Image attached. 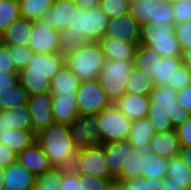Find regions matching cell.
<instances>
[{
	"label": "cell",
	"mask_w": 191,
	"mask_h": 190,
	"mask_svg": "<svg viewBox=\"0 0 191 190\" xmlns=\"http://www.w3.org/2000/svg\"><path fill=\"white\" fill-rule=\"evenodd\" d=\"M109 17L98 5L93 9L78 8L66 30L60 31L58 54L64 58L87 42H98L105 36Z\"/></svg>",
	"instance_id": "1"
},
{
	"label": "cell",
	"mask_w": 191,
	"mask_h": 190,
	"mask_svg": "<svg viewBox=\"0 0 191 190\" xmlns=\"http://www.w3.org/2000/svg\"><path fill=\"white\" fill-rule=\"evenodd\" d=\"M177 91L169 85L155 86L150 93V108L148 118L155 126L156 132L176 129L185 124L191 113L181 109L176 100Z\"/></svg>",
	"instance_id": "2"
},
{
	"label": "cell",
	"mask_w": 191,
	"mask_h": 190,
	"mask_svg": "<svg viewBox=\"0 0 191 190\" xmlns=\"http://www.w3.org/2000/svg\"><path fill=\"white\" fill-rule=\"evenodd\" d=\"M65 63L58 53H34L26 67L18 72V79L29 96L51 92V80Z\"/></svg>",
	"instance_id": "3"
},
{
	"label": "cell",
	"mask_w": 191,
	"mask_h": 190,
	"mask_svg": "<svg viewBox=\"0 0 191 190\" xmlns=\"http://www.w3.org/2000/svg\"><path fill=\"white\" fill-rule=\"evenodd\" d=\"M35 141L42 147L51 165L71 169L77 156L68 125L52 123L35 134Z\"/></svg>",
	"instance_id": "4"
},
{
	"label": "cell",
	"mask_w": 191,
	"mask_h": 190,
	"mask_svg": "<svg viewBox=\"0 0 191 190\" xmlns=\"http://www.w3.org/2000/svg\"><path fill=\"white\" fill-rule=\"evenodd\" d=\"M105 61L106 57L97 42H87L65 57V63L81 81L98 79Z\"/></svg>",
	"instance_id": "5"
},
{
	"label": "cell",
	"mask_w": 191,
	"mask_h": 190,
	"mask_svg": "<svg viewBox=\"0 0 191 190\" xmlns=\"http://www.w3.org/2000/svg\"><path fill=\"white\" fill-rule=\"evenodd\" d=\"M141 44L150 46L161 57H181L182 49L175 36L174 26L166 23L141 25Z\"/></svg>",
	"instance_id": "6"
},
{
	"label": "cell",
	"mask_w": 191,
	"mask_h": 190,
	"mask_svg": "<svg viewBox=\"0 0 191 190\" xmlns=\"http://www.w3.org/2000/svg\"><path fill=\"white\" fill-rule=\"evenodd\" d=\"M133 60L106 59L105 61L98 80L113 104L126 94L130 71L134 67Z\"/></svg>",
	"instance_id": "7"
},
{
	"label": "cell",
	"mask_w": 191,
	"mask_h": 190,
	"mask_svg": "<svg viewBox=\"0 0 191 190\" xmlns=\"http://www.w3.org/2000/svg\"><path fill=\"white\" fill-rule=\"evenodd\" d=\"M71 169L81 175H92L109 181L116 179L106 161L104 144L78 150Z\"/></svg>",
	"instance_id": "8"
},
{
	"label": "cell",
	"mask_w": 191,
	"mask_h": 190,
	"mask_svg": "<svg viewBox=\"0 0 191 190\" xmlns=\"http://www.w3.org/2000/svg\"><path fill=\"white\" fill-rule=\"evenodd\" d=\"M130 13L140 25L159 22L175 25L171 0H138L131 5Z\"/></svg>",
	"instance_id": "9"
},
{
	"label": "cell",
	"mask_w": 191,
	"mask_h": 190,
	"mask_svg": "<svg viewBox=\"0 0 191 190\" xmlns=\"http://www.w3.org/2000/svg\"><path fill=\"white\" fill-rule=\"evenodd\" d=\"M98 128L102 132V144L127 140L131 126L129 120L114 104L97 115Z\"/></svg>",
	"instance_id": "10"
},
{
	"label": "cell",
	"mask_w": 191,
	"mask_h": 190,
	"mask_svg": "<svg viewBox=\"0 0 191 190\" xmlns=\"http://www.w3.org/2000/svg\"><path fill=\"white\" fill-rule=\"evenodd\" d=\"M76 102L81 116L97 115L113 103L101 88L98 79L81 81L76 91Z\"/></svg>",
	"instance_id": "11"
},
{
	"label": "cell",
	"mask_w": 191,
	"mask_h": 190,
	"mask_svg": "<svg viewBox=\"0 0 191 190\" xmlns=\"http://www.w3.org/2000/svg\"><path fill=\"white\" fill-rule=\"evenodd\" d=\"M73 145L77 150L102 144V132L96 115L77 116L68 124Z\"/></svg>",
	"instance_id": "12"
},
{
	"label": "cell",
	"mask_w": 191,
	"mask_h": 190,
	"mask_svg": "<svg viewBox=\"0 0 191 190\" xmlns=\"http://www.w3.org/2000/svg\"><path fill=\"white\" fill-rule=\"evenodd\" d=\"M105 36L123 40L128 44H141V25L129 12L109 19Z\"/></svg>",
	"instance_id": "13"
},
{
	"label": "cell",
	"mask_w": 191,
	"mask_h": 190,
	"mask_svg": "<svg viewBox=\"0 0 191 190\" xmlns=\"http://www.w3.org/2000/svg\"><path fill=\"white\" fill-rule=\"evenodd\" d=\"M59 41V30L43 24L40 20H33L29 47L34 53H58Z\"/></svg>",
	"instance_id": "14"
},
{
	"label": "cell",
	"mask_w": 191,
	"mask_h": 190,
	"mask_svg": "<svg viewBox=\"0 0 191 190\" xmlns=\"http://www.w3.org/2000/svg\"><path fill=\"white\" fill-rule=\"evenodd\" d=\"M53 96L51 93L36 94L28 97L32 131L40 130L54 123L52 112Z\"/></svg>",
	"instance_id": "15"
},
{
	"label": "cell",
	"mask_w": 191,
	"mask_h": 190,
	"mask_svg": "<svg viewBox=\"0 0 191 190\" xmlns=\"http://www.w3.org/2000/svg\"><path fill=\"white\" fill-rule=\"evenodd\" d=\"M2 188L6 190H32L37 176L18 160L4 168Z\"/></svg>",
	"instance_id": "16"
},
{
	"label": "cell",
	"mask_w": 191,
	"mask_h": 190,
	"mask_svg": "<svg viewBox=\"0 0 191 190\" xmlns=\"http://www.w3.org/2000/svg\"><path fill=\"white\" fill-rule=\"evenodd\" d=\"M77 7L73 0H54L51 8L40 21L59 31L66 30L74 18Z\"/></svg>",
	"instance_id": "17"
},
{
	"label": "cell",
	"mask_w": 191,
	"mask_h": 190,
	"mask_svg": "<svg viewBox=\"0 0 191 190\" xmlns=\"http://www.w3.org/2000/svg\"><path fill=\"white\" fill-rule=\"evenodd\" d=\"M181 145L176 129L156 132L149 142L148 151L167 160L179 157Z\"/></svg>",
	"instance_id": "18"
},
{
	"label": "cell",
	"mask_w": 191,
	"mask_h": 190,
	"mask_svg": "<svg viewBox=\"0 0 191 190\" xmlns=\"http://www.w3.org/2000/svg\"><path fill=\"white\" fill-rule=\"evenodd\" d=\"M151 100L148 95L124 94L114 105L129 120L148 117Z\"/></svg>",
	"instance_id": "19"
},
{
	"label": "cell",
	"mask_w": 191,
	"mask_h": 190,
	"mask_svg": "<svg viewBox=\"0 0 191 190\" xmlns=\"http://www.w3.org/2000/svg\"><path fill=\"white\" fill-rule=\"evenodd\" d=\"M17 160L36 176L53 168L49 158L36 141L19 152Z\"/></svg>",
	"instance_id": "20"
},
{
	"label": "cell",
	"mask_w": 191,
	"mask_h": 190,
	"mask_svg": "<svg viewBox=\"0 0 191 190\" xmlns=\"http://www.w3.org/2000/svg\"><path fill=\"white\" fill-rule=\"evenodd\" d=\"M135 149L128 140L104 144L106 161L111 173L117 177Z\"/></svg>",
	"instance_id": "21"
},
{
	"label": "cell",
	"mask_w": 191,
	"mask_h": 190,
	"mask_svg": "<svg viewBox=\"0 0 191 190\" xmlns=\"http://www.w3.org/2000/svg\"><path fill=\"white\" fill-rule=\"evenodd\" d=\"M167 190H188L191 185V169L180 158L168 161L167 177L164 179Z\"/></svg>",
	"instance_id": "22"
},
{
	"label": "cell",
	"mask_w": 191,
	"mask_h": 190,
	"mask_svg": "<svg viewBox=\"0 0 191 190\" xmlns=\"http://www.w3.org/2000/svg\"><path fill=\"white\" fill-rule=\"evenodd\" d=\"M32 26L33 20L20 16L1 34L3 44L29 46Z\"/></svg>",
	"instance_id": "23"
},
{
	"label": "cell",
	"mask_w": 191,
	"mask_h": 190,
	"mask_svg": "<svg viewBox=\"0 0 191 190\" xmlns=\"http://www.w3.org/2000/svg\"><path fill=\"white\" fill-rule=\"evenodd\" d=\"M80 83L78 76L64 63L51 80L50 93L52 96H77Z\"/></svg>",
	"instance_id": "24"
},
{
	"label": "cell",
	"mask_w": 191,
	"mask_h": 190,
	"mask_svg": "<svg viewBox=\"0 0 191 190\" xmlns=\"http://www.w3.org/2000/svg\"><path fill=\"white\" fill-rule=\"evenodd\" d=\"M155 134V126L145 117L131 122L127 140L134 149L148 151L149 142Z\"/></svg>",
	"instance_id": "25"
},
{
	"label": "cell",
	"mask_w": 191,
	"mask_h": 190,
	"mask_svg": "<svg viewBox=\"0 0 191 190\" xmlns=\"http://www.w3.org/2000/svg\"><path fill=\"white\" fill-rule=\"evenodd\" d=\"M5 129L32 130L28 105L0 111V131Z\"/></svg>",
	"instance_id": "26"
},
{
	"label": "cell",
	"mask_w": 191,
	"mask_h": 190,
	"mask_svg": "<svg viewBox=\"0 0 191 190\" xmlns=\"http://www.w3.org/2000/svg\"><path fill=\"white\" fill-rule=\"evenodd\" d=\"M106 59H134L136 48L139 44H128L123 40L113 38L110 36H104L97 42Z\"/></svg>",
	"instance_id": "27"
},
{
	"label": "cell",
	"mask_w": 191,
	"mask_h": 190,
	"mask_svg": "<svg viewBox=\"0 0 191 190\" xmlns=\"http://www.w3.org/2000/svg\"><path fill=\"white\" fill-rule=\"evenodd\" d=\"M76 98L77 96H53L52 112L55 123L68 125L80 116Z\"/></svg>",
	"instance_id": "28"
},
{
	"label": "cell",
	"mask_w": 191,
	"mask_h": 190,
	"mask_svg": "<svg viewBox=\"0 0 191 190\" xmlns=\"http://www.w3.org/2000/svg\"><path fill=\"white\" fill-rule=\"evenodd\" d=\"M35 141L32 130L5 129L0 131V143L6 145L17 154Z\"/></svg>",
	"instance_id": "29"
},
{
	"label": "cell",
	"mask_w": 191,
	"mask_h": 190,
	"mask_svg": "<svg viewBox=\"0 0 191 190\" xmlns=\"http://www.w3.org/2000/svg\"><path fill=\"white\" fill-rule=\"evenodd\" d=\"M168 161L157 154L145 151L142 159L141 178L165 179L167 177Z\"/></svg>",
	"instance_id": "30"
},
{
	"label": "cell",
	"mask_w": 191,
	"mask_h": 190,
	"mask_svg": "<svg viewBox=\"0 0 191 190\" xmlns=\"http://www.w3.org/2000/svg\"><path fill=\"white\" fill-rule=\"evenodd\" d=\"M158 59H162V57L150 46L139 44L135 51L133 65L135 68L142 70L152 80H154L155 68Z\"/></svg>",
	"instance_id": "31"
},
{
	"label": "cell",
	"mask_w": 191,
	"mask_h": 190,
	"mask_svg": "<svg viewBox=\"0 0 191 190\" xmlns=\"http://www.w3.org/2000/svg\"><path fill=\"white\" fill-rule=\"evenodd\" d=\"M28 97L26 89L18 79L13 85H10V88L0 91V111L27 105Z\"/></svg>",
	"instance_id": "32"
},
{
	"label": "cell",
	"mask_w": 191,
	"mask_h": 190,
	"mask_svg": "<svg viewBox=\"0 0 191 190\" xmlns=\"http://www.w3.org/2000/svg\"><path fill=\"white\" fill-rule=\"evenodd\" d=\"M154 88V81L145 72L135 67L131 69L126 93L150 96Z\"/></svg>",
	"instance_id": "33"
},
{
	"label": "cell",
	"mask_w": 191,
	"mask_h": 190,
	"mask_svg": "<svg viewBox=\"0 0 191 190\" xmlns=\"http://www.w3.org/2000/svg\"><path fill=\"white\" fill-rule=\"evenodd\" d=\"M181 64V57H162V59H158L153 80L154 85H167L168 80L172 79L176 69Z\"/></svg>",
	"instance_id": "34"
},
{
	"label": "cell",
	"mask_w": 191,
	"mask_h": 190,
	"mask_svg": "<svg viewBox=\"0 0 191 190\" xmlns=\"http://www.w3.org/2000/svg\"><path fill=\"white\" fill-rule=\"evenodd\" d=\"M20 15L31 20H40L49 11L54 0H18Z\"/></svg>",
	"instance_id": "35"
},
{
	"label": "cell",
	"mask_w": 191,
	"mask_h": 190,
	"mask_svg": "<svg viewBox=\"0 0 191 190\" xmlns=\"http://www.w3.org/2000/svg\"><path fill=\"white\" fill-rule=\"evenodd\" d=\"M144 150L135 149L129 157L128 161L124 164L121 173L116 179L125 181L127 179L141 178L142 159Z\"/></svg>",
	"instance_id": "36"
},
{
	"label": "cell",
	"mask_w": 191,
	"mask_h": 190,
	"mask_svg": "<svg viewBox=\"0 0 191 190\" xmlns=\"http://www.w3.org/2000/svg\"><path fill=\"white\" fill-rule=\"evenodd\" d=\"M20 16L18 0H0V35Z\"/></svg>",
	"instance_id": "37"
},
{
	"label": "cell",
	"mask_w": 191,
	"mask_h": 190,
	"mask_svg": "<svg viewBox=\"0 0 191 190\" xmlns=\"http://www.w3.org/2000/svg\"><path fill=\"white\" fill-rule=\"evenodd\" d=\"M123 182L125 190H167L163 178L158 179H127Z\"/></svg>",
	"instance_id": "38"
},
{
	"label": "cell",
	"mask_w": 191,
	"mask_h": 190,
	"mask_svg": "<svg viewBox=\"0 0 191 190\" xmlns=\"http://www.w3.org/2000/svg\"><path fill=\"white\" fill-rule=\"evenodd\" d=\"M131 5L127 0H99V6L107 13L109 19L129 13Z\"/></svg>",
	"instance_id": "39"
},
{
	"label": "cell",
	"mask_w": 191,
	"mask_h": 190,
	"mask_svg": "<svg viewBox=\"0 0 191 190\" xmlns=\"http://www.w3.org/2000/svg\"><path fill=\"white\" fill-rule=\"evenodd\" d=\"M62 182V168L53 167L51 170L37 175L36 185L41 189L58 190Z\"/></svg>",
	"instance_id": "40"
},
{
	"label": "cell",
	"mask_w": 191,
	"mask_h": 190,
	"mask_svg": "<svg viewBox=\"0 0 191 190\" xmlns=\"http://www.w3.org/2000/svg\"><path fill=\"white\" fill-rule=\"evenodd\" d=\"M11 60L15 68L20 71L25 68L34 52L29 46L7 45Z\"/></svg>",
	"instance_id": "41"
},
{
	"label": "cell",
	"mask_w": 191,
	"mask_h": 190,
	"mask_svg": "<svg viewBox=\"0 0 191 190\" xmlns=\"http://www.w3.org/2000/svg\"><path fill=\"white\" fill-rule=\"evenodd\" d=\"M87 186L72 169L62 168V182L58 190H86Z\"/></svg>",
	"instance_id": "42"
},
{
	"label": "cell",
	"mask_w": 191,
	"mask_h": 190,
	"mask_svg": "<svg viewBox=\"0 0 191 190\" xmlns=\"http://www.w3.org/2000/svg\"><path fill=\"white\" fill-rule=\"evenodd\" d=\"M175 36L181 45V49L186 50L191 47V20L174 25Z\"/></svg>",
	"instance_id": "43"
},
{
	"label": "cell",
	"mask_w": 191,
	"mask_h": 190,
	"mask_svg": "<svg viewBox=\"0 0 191 190\" xmlns=\"http://www.w3.org/2000/svg\"><path fill=\"white\" fill-rule=\"evenodd\" d=\"M172 4L175 24L191 20V0L172 2Z\"/></svg>",
	"instance_id": "44"
},
{
	"label": "cell",
	"mask_w": 191,
	"mask_h": 190,
	"mask_svg": "<svg viewBox=\"0 0 191 190\" xmlns=\"http://www.w3.org/2000/svg\"><path fill=\"white\" fill-rule=\"evenodd\" d=\"M189 69L181 64L175 71L171 80H168L169 85L175 91H180L188 85Z\"/></svg>",
	"instance_id": "45"
},
{
	"label": "cell",
	"mask_w": 191,
	"mask_h": 190,
	"mask_svg": "<svg viewBox=\"0 0 191 190\" xmlns=\"http://www.w3.org/2000/svg\"><path fill=\"white\" fill-rule=\"evenodd\" d=\"M0 72L4 73H18L19 71L15 68L7 45H0Z\"/></svg>",
	"instance_id": "46"
},
{
	"label": "cell",
	"mask_w": 191,
	"mask_h": 190,
	"mask_svg": "<svg viewBox=\"0 0 191 190\" xmlns=\"http://www.w3.org/2000/svg\"><path fill=\"white\" fill-rule=\"evenodd\" d=\"M79 178L87 186L86 190H105L109 182V180L105 178H100L92 175L79 174Z\"/></svg>",
	"instance_id": "47"
},
{
	"label": "cell",
	"mask_w": 191,
	"mask_h": 190,
	"mask_svg": "<svg viewBox=\"0 0 191 190\" xmlns=\"http://www.w3.org/2000/svg\"><path fill=\"white\" fill-rule=\"evenodd\" d=\"M176 132L180 145L191 147V117L185 124L176 128Z\"/></svg>",
	"instance_id": "48"
},
{
	"label": "cell",
	"mask_w": 191,
	"mask_h": 190,
	"mask_svg": "<svg viewBox=\"0 0 191 190\" xmlns=\"http://www.w3.org/2000/svg\"><path fill=\"white\" fill-rule=\"evenodd\" d=\"M17 160V153L0 143V167L5 168Z\"/></svg>",
	"instance_id": "49"
},
{
	"label": "cell",
	"mask_w": 191,
	"mask_h": 190,
	"mask_svg": "<svg viewBox=\"0 0 191 190\" xmlns=\"http://www.w3.org/2000/svg\"><path fill=\"white\" fill-rule=\"evenodd\" d=\"M176 100L179 102L181 109H184L191 113V86L177 91Z\"/></svg>",
	"instance_id": "50"
},
{
	"label": "cell",
	"mask_w": 191,
	"mask_h": 190,
	"mask_svg": "<svg viewBox=\"0 0 191 190\" xmlns=\"http://www.w3.org/2000/svg\"><path fill=\"white\" fill-rule=\"evenodd\" d=\"M18 80V73L0 72V91L10 88Z\"/></svg>",
	"instance_id": "51"
},
{
	"label": "cell",
	"mask_w": 191,
	"mask_h": 190,
	"mask_svg": "<svg viewBox=\"0 0 191 190\" xmlns=\"http://www.w3.org/2000/svg\"><path fill=\"white\" fill-rule=\"evenodd\" d=\"M179 157L191 169V147L181 146V149L179 151Z\"/></svg>",
	"instance_id": "52"
},
{
	"label": "cell",
	"mask_w": 191,
	"mask_h": 190,
	"mask_svg": "<svg viewBox=\"0 0 191 190\" xmlns=\"http://www.w3.org/2000/svg\"><path fill=\"white\" fill-rule=\"evenodd\" d=\"M78 8L93 9L99 5V0H73Z\"/></svg>",
	"instance_id": "53"
},
{
	"label": "cell",
	"mask_w": 191,
	"mask_h": 190,
	"mask_svg": "<svg viewBox=\"0 0 191 190\" xmlns=\"http://www.w3.org/2000/svg\"><path fill=\"white\" fill-rule=\"evenodd\" d=\"M181 62L186 68L191 70V47L182 51Z\"/></svg>",
	"instance_id": "54"
},
{
	"label": "cell",
	"mask_w": 191,
	"mask_h": 190,
	"mask_svg": "<svg viewBox=\"0 0 191 190\" xmlns=\"http://www.w3.org/2000/svg\"><path fill=\"white\" fill-rule=\"evenodd\" d=\"M105 190H125L123 182L118 179L110 180Z\"/></svg>",
	"instance_id": "55"
},
{
	"label": "cell",
	"mask_w": 191,
	"mask_h": 190,
	"mask_svg": "<svg viewBox=\"0 0 191 190\" xmlns=\"http://www.w3.org/2000/svg\"><path fill=\"white\" fill-rule=\"evenodd\" d=\"M3 172H4V168H1L0 167V189L2 188V185H3Z\"/></svg>",
	"instance_id": "56"
},
{
	"label": "cell",
	"mask_w": 191,
	"mask_h": 190,
	"mask_svg": "<svg viewBox=\"0 0 191 190\" xmlns=\"http://www.w3.org/2000/svg\"><path fill=\"white\" fill-rule=\"evenodd\" d=\"M32 190H54V189H41L40 187H38L37 185H35Z\"/></svg>",
	"instance_id": "57"
},
{
	"label": "cell",
	"mask_w": 191,
	"mask_h": 190,
	"mask_svg": "<svg viewBox=\"0 0 191 190\" xmlns=\"http://www.w3.org/2000/svg\"><path fill=\"white\" fill-rule=\"evenodd\" d=\"M188 86H191V70H189Z\"/></svg>",
	"instance_id": "58"
},
{
	"label": "cell",
	"mask_w": 191,
	"mask_h": 190,
	"mask_svg": "<svg viewBox=\"0 0 191 190\" xmlns=\"http://www.w3.org/2000/svg\"><path fill=\"white\" fill-rule=\"evenodd\" d=\"M129 3L133 4L135 2H137L138 0H127Z\"/></svg>",
	"instance_id": "59"
},
{
	"label": "cell",
	"mask_w": 191,
	"mask_h": 190,
	"mask_svg": "<svg viewBox=\"0 0 191 190\" xmlns=\"http://www.w3.org/2000/svg\"><path fill=\"white\" fill-rule=\"evenodd\" d=\"M172 2H177V1H187V0H171Z\"/></svg>",
	"instance_id": "60"
},
{
	"label": "cell",
	"mask_w": 191,
	"mask_h": 190,
	"mask_svg": "<svg viewBox=\"0 0 191 190\" xmlns=\"http://www.w3.org/2000/svg\"><path fill=\"white\" fill-rule=\"evenodd\" d=\"M3 42H2V39H1V35H0V45L2 44Z\"/></svg>",
	"instance_id": "61"
}]
</instances>
